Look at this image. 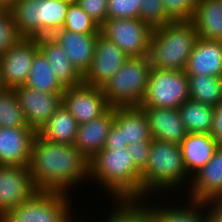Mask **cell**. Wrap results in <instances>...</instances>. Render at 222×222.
<instances>
[{
	"label": "cell",
	"instance_id": "28",
	"mask_svg": "<svg viewBox=\"0 0 222 222\" xmlns=\"http://www.w3.org/2000/svg\"><path fill=\"white\" fill-rule=\"evenodd\" d=\"M178 109L188 133H211L213 106L188 99Z\"/></svg>",
	"mask_w": 222,
	"mask_h": 222
},
{
	"label": "cell",
	"instance_id": "2",
	"mask_svg": "<svg viewBox=\"0 0 222 222\" xmlns=\"http://www.w3.org/2000/svg\"><path fill=\"white\" fill-rule=\"evenodd\" d=\"M89 180L116 202H141V171L127 148H104L89 162Z\"/></svg>",
	"mask_w": 222,
	"mask_h": 222
},
{
	"label": "cell",
	"instance_id": "27",
	"mask_svg": "<svg viewBox=\"0 0 222 222\" xmlns=\"http://www.w3.org/2000/svg\"><path fill=\"white\" fill-rule=\"evenodd\" d=\"M24 86L48 93H63L66 88L57 79L51 64L40 50L33 58L29 75Z\"/></svg>",
	"mask_w": 222,
	"mask_h": 222
},
{
	"label": "cell",
	"instance_id": "8",
	"mask_svg": "<svg viewBox=\"0 0 222 222\" xmlns=\"http://www.w3.org/2000/svg\"><path fill=\"white\" fill-rule=\"evenodd\" d=\"M188 99L189 80L183 70L151 67L147 91L140 107L179 108Z\"/></svg>",
	"mask_w": 222,
	"mask_h": 222
},
{
	"label": "cell",
	"instance_id": "4",
	"mask_svg": "<svg viewBox=\"0 0 222 222\" xmlns=\"http://www.w3.org/2000/svg\"><path fill=\"white\" fill-rule=\"evenodd\" d=\"M197 38L190 20L172 21L154 28L148 56L151 67L184 71Z\"/></svg>",
	"mask_w": 222,
	"mask_h": 222
},
{
	"label": "cell",
	"instance_id": "37",
	"mask_svg": "<svg viewBox=\"0 0 222 222\" xmlns=\"http://www.w3.org/2000/svg\"><path fill=\"white\" fill-rule=\"evenodd\" d=\"M100 27L107 19L108 0H75Z\"/></svg>",
	"mask_w": 222,
	"mask_h": 222
},
{
	"label": "cell",
	"instance_id": "1",
	"mask_svg": "<svg viewBox=\"0 0 222 222\" xmlns=\"http://www.w3.org/2000/svg\"><path fill=\"white\" fill-rule=\"evenodd\" d=\"M89 162L74 144L49 142L36 134L28 168L38 191L69 194L73 186L89 179Z\"/></svg>",
	"mask_w": 222,
	"mask_h": 222
},
{
	"label": "cell",
	"instance_id": "13",
	"mask_svg": "<svg viewBox=\"0 0 222 222\" xmlns=\"http://www.w3.org/2000/svg\"><path fill=\"white\" fill-rule=\"evenodd\" d=\"M26 123L38 132L56 110L63 105V93L40 92L20 86L14 89Z\"/></svg>",
	"mask_w": 222,
	"mask_h": 222
},
{
	"label": "cell",
	"instance_id": "12",
	"mask_svg": "<svg viewBox=\"0 0 222 222\" xmlns=\"http://www.w3.org/2000/svg\"><path fill=\"white\" fill-rule=\"evenodd\" d=\"M63 106L77 120L78 124L90 122L110 108L101 87L84 83L65 88Z\"/></svg>",
	"mask_w": 222,
	"mask_h": 222
},
{
	"label": "cell",
	"instance_id": "29",
	"mask_svg": "<svg viewBox=\"0 0 222 222\" xmlns=\"http://www.w3.org/2000/svg\"><path fill=\"white\" fill-rule=\"evenodd\" d=\"M190 99L216 107L222 101L221 79L206 75H187Z\"/></svg>",
	"mask_w": 222,
	"mask_h": 222
},
{
	"label": "cell",
	"instance_id": "39",
	"mask_svg": "<svg viewBox=\"0 0 222 222\" xmlns=\"http://www.w3.org/2000/svg\"><path fill=\"white\" fill-rule=\"evenodd\" d=\"M128 145H123L122 132H120V127L113 122L109 133L106 138L104 148H127Z\"/></svg>",
	"mask_w": 222,
	"mask_h": 222
},
{
	"label": "cell",
	"instance_id": "6",
	"mask_svg": "<svg viewBox=\"0 0 222 222\" xmlns=\"http://www.w3.org/2000/svg\"><path fill=\"white\" fill-rule=\"evenodd\" d=\"M150 69L148 56L129 57L101 87L108 105L140 106L147 91Z\"/></svg>",
	"mask_w": 222,
	"mask_h": 222
},
{
	"label": "cell",
	"instance_id": "41",
	"mask_svg": "<svg viewBox=\"0 0 222 222\" xmlns=\"http://www.w3.org/2000/svg\"><path fill=\"white\" fill-rule=\"evenodd\" d=\"M208 222H222V201L208 202Z\"/></svg>",
	"mask_w": 222,
	"mask_h": 222
},
{
	"label": "cell",
	"instance_id": "9",
	"mask_svg": "<svg viewBox=\"0 0 222 222\" xmlns=\"http://www.w3.org/2000/svg\"><path fill=\"white\" fill-rule=\"evenodd\" d=\"M100 31L127 56H149L153 28L139 18L106 19Z\"/></svg>",
	"mask_w": 222,
	"mask_h": 222
},
{
	"label": "cell",
	"instance_id": "31",
	"mask_svg": "<svg viewBox=\"0 0 222 222\" xmlns=\"http://www.w3.org/2000/svg\"><path fill=\"white\" fill-rule=\"evenodd\" d=\"M113 205L114 211H110L102 222H157L141 202H116Z\"/></svg>",
	"mask_w": 222,
	"mask_h": 222
},
{
	"label": "cell",
	"instance_id": "3",
	"mask_svg": "<svg viewBox=\"0 0 222 222\" xmlns=\"http://www.w3.org/2000/svg\"><path fill=\"white\" fill-rule=\"evenodd\" d=\"M190 179L183 164L180 144L152 139L147 165L141 171V201L164 190L179 191L182 184H187L184 181L190 184Z\"/></svg>",
	"mask_w": 222,
	"mask_h": 222
},
{
	"label": "cell",
	"instance_id": "42",
	"mask_svg": "<svg viewBox=\"0 0 222 222\" xmlns=\"http://www.w3.org/2000/svg\"><path fill=\"white\" fill-rule=\"evenodd\" d=\"M13 1H14V0H0V5H1L4 9H9Z\"/></svg>",
	"mask_w": 222,
	"mask_h": 222
},
{
	"label": "cell",
	"instance_id": "17",
	"mask_svg": "<svg viewBox=\"0 0 222 222\" xmlns=\"http://www.w3.org/2000/svg\"><path fill=\"white\" fill-rule=\"evenodd\" d=\"M147 117L152 139L181 144L188 134L178 108L141 107Z\"/></svg>",
	"mask_w": 222,
	"mask_h": 222
},
{
	"label": "cell",
	"instance_id": "22",
	"mask_svg": "<svg viewBox=\"0 0 222 222\" xmlns=\"http://www.w3.org/2000/svg\"><path fill=\"white\" fill-rule=\"evenodd\" d=\"M39 50L45 55L57 79L65 86H77L83 83V76L71 64L63 47L51 36L37 37Z\"/></svg>",
	"mask_w": 222,
	"mask_h": 222
},
{
	"label": "cell",
	"instance_id": "44",
	"mask_svg": "<svg viewBox=\"0 0 222 222\" xmlns=\"http://www.w3.org/2000/svg\"><path fill=\"white\" fill-rule=\"evenodd\" d=\"M4 10V8L0 5V13Z\"/></svg>",
	"mask_w": 222,
	"mask_h": 222
},
{
	"label": "cell",
	"instance_id": "33",
	"mask_svg": "<svg viewBox=\"0 0 222 222\" xmlns=\"http://www.w3.org/2000/svg\"><path fill=\"white\" fill-rule=\"evenodd\" d=\"M141 3L139 19L153 29L173 20L167 15L162 0H139Z\"/></svg>",
	"mask_w": 222,
	"mask_h": 222
},
{
	"label": "cell",
	"instance_id": "19",
	"mask_svg": "<svg viewBox=\"0 0 222 222\" xmlns=\"http://www.w3.org/2000/svg\"><path fill=\"white\" fill-rule=\"evenodd\" d=\"M98 35L59 29L51 37L63 47L71 64L83 76L91 65Z\"/></svg>",
	"mask_w": 222,
	"mask_h": 222
},
{
	"label": "cell",
	"instance_id": "5",
	"mask_svg": "<svg viewBox=\"0 0 222 222\" xmlns=\"http://www.w3.org/2000/svg\"><path fill=\"white\" fill-rule=\"evenodd\" d=\"M66 0H14L9 8L13 22L21 37L51 36L64 26Z\"/></svg>",
	"mask_w": 222,
	"mask_h": 222
},
{
	"label": "cell",
	"instance_id": "34",
	"mask_svg": "<svg viewBox=\"0 0 222 222\" xmlns=\"http://www.w3.org/2000/svg\"><path fill=\"white\" fill-rule=\"evenodd\" d=\"M139 0H108L107 19L139 18Z\"/></svg>",
	"mask_w": 222,
	"mask_h": 222
},
{
	"label": "cell",
	"instance_id": "23",
	"mask_svg": "<svg viewBox=\"0 0 222 222\" xmlns=\"http://www.w3.org/2000/svg\"><path fill=\"white\" fill-rule=\"evenodd\" d=\"M114 122L122 132L123 145L152 141L146 114L140 106L115 107Z\"/></svg>",
	"mask_w": 222,
	"mask_h": 222
},
{
	"label": "cell",
	"instance_id": "15",
	"mask_svg": "<svg viewBox=\"0 0 222 222\" xmlns=\"http://www.w3.org/2000/svg\"><path fill=\"white\" fill-rule=\"evenodd\" d=\"M186 196L202 202L222 201V145L210 161L193 177Z\"/></svg>",
	"mask_w": 222,
	"mask_h": 222
},
{
	"label": "cell",
	"instance_id": "16",
	"mask_svg": "<svg viewBox=\"0 0 222 222\" xmlns=\"http://www.w3.org/2000/svg\"><path fill=\"white\" fill-rule=\"evenodd\" d=\"M36 134L33 128L0 127V164L28 167Z\"/></svg>",
	"mask_w": 222,
	"mask_h": 222
},
{
	"label": "cell",
	"instance_id": "30",
	"mask_svg": "<svg viewBox=\"0 0 222 222\" xmlns=\"http://www.w3.org/2000/svg\"><path fill=\"white\" fill-rule=\"evenodd\" d=\"M0 127L31 128L14 90L4 88L0 91Z\"/></svg>",
	"mask_w": 222,
	"mask_h": 222
},
{
	"label": "cell",
	"instance_id": "20",
	"mask_svg": "<svg viewBox=\"0 0 222 222\" xmlns=\"http://www.w3.org/2000/svg\"><path fill=\"white\" fill-rule=\"evenodd\" d=\"M114 117L115 107H110L100 117L78 125L74 145L88 160L104 149Z\"/></svg>",
	"mask_w": 222,
	"mask_h": 222
},
{
	"label": "cell",
	"instance_id": "14",
	"mask_svg": "<svg viewBox=\"0 0 222 222\" xmlns=\"http://www.w3.org/2000/svg\"><path fill=\"white\" fill-rule=\"evenodd\" d=\"M128 58L129 56L114 42L108 40L100 33L96 39L91 65L83 75V83L102 87Z\"/></svg>",
	"mask_w": 222,
	"mask_h": 222
},
{
	"label": "cell",
	"instance_id": "45",
	"mask_svg": "<svg viewBox=\"0 0 222 222\" xmlns=\"http://www.w3.org/2000/svg\"><path fill=\"white\" fill-rule=\"evenodd\" d=\"M220 79H221V90H222V76L220 77Z\"/></svg>",
	"mask_w": 222,
	"mask_h": 222
},
{
	"label": "cell",
	"instance_id": "40",
	"mask_svg": "<svg viewBox=\"0 0 222 222\" xmlns=\"http://www.w3.org/2000/svg\"><path fill=\"white\" fill-rule=\"evenodd\" d=\"M210 135L219 145H222V101L214 107L212 131Z\"/></svg>",
	"mask_w": 222,
	"mask_h": 222
},
{
	"label": "cell",
	"instance_id": "24",
	"mask_svg": "<svg viewBox=\"0 0 222 222\" xmlns=\"http://www.w3.org/2000/svg\"><path fill=\"white\" fill-rule=\"evenodd\" d=\"M190 21L198 37L222 41V0H197Z\"/></svg>",
	"mask_w": 222,
	"mask_h": 222
},
{
	"label": "cell",
	"instance_id": "25",
	"mask_svg": "<svg viewBox=\"0 0 222 222\" xmlns=\"http://www.w3.org/2000/svg\"><path fill=\"white\" fill-rule=\"evenodd\" d=\"M187 201L189 204L178 207L175 205L166 206V204L163 206L160 204L158 206H156L157 204L151 205L147 204L145 200L141 203L157 222H208V202L196 201L190 198Z\"/></svg>",
	"mask_w": 222,
	"mask_h": 222
},
{
	"label": "cell",
	"instance_id": "43",
	"mask_svg": "<svg viewBox=\"0 0 222 222\" xmlns=\"http://www.w3.org/2000/svg\"><path fill=\"white\" fill-rule=\"evenodd\" d=\"M4 87H3V84H2V81H1V73H0V91L3 90Z\"/></svg>",
	"mask_w": 222,
	"mask_h": 222
},
{
	"label": "cell",
	"instance_id": "7",
	"mask_svg": "<svg viewBox=\"0 0 222 222\" xmlns=\"http://www.w3.org/2000/svg\"><path fill=\"white\" fill-rule=\"evenodd\" d=\"M70 196L58 191H37L6 213L0 222H76L78 216L72 217Z\"/></svg>",
	"mask_w": 222,
	"mask_h": 222
},
{
	"label": "cell",
	"instance_id": "32",
	"mask_svg": "<svg viewBox=\"0 0 222 222\" xmlns=\"http://www.w3.org/2000/svg\"><path fill=\"white\" fill-rule=\"evenodd\" d=\"M62 29L83 34L101 33L100 26L76 2L69 4Z\"/></svg>",
	"mask_w": 222,
	"mask_h": 222
},
{
	"label": "cell",
	"instance_id": "21",
	"mask_svg": "<svg viewBox=\"0 0 222 222\" xmlns=\"http://www.w3.org/2000/svg\"><path fill=\"white\" fill-rule=\"evenodd\" d=\"M180 147L184 167L193 177L210 161L219 144L209 133H188Z\"/></svg>",
	"mask_w": 222,
	"mask_h": 222
},
{
	"label": "cell",
	"instance_id": "35",
	"mask_svg": "<svg viewBox=\"0 0 222 222\" xmlns=\"http://www.w3.org/2000/svg\"><path fill=\"white\" fill-rule=\"evenodd\" d=\"M20 38L9 9H4L0 13V56Z\"/></svg>",
	"mask_w": 222,
	"mask_h": 222
},
{
	"label": "cell",
	"instance_id": "26",
	"mask_svg": "<svg viewBox=\"0 0 222 222\" xmlns=\"http://www.w3.org/2000/svg\"><path fill=\"white\" fill-rule=\"evenodd\" d=\"M78 125L77 120L61 105L37 134L49 142L72 145Z\"/></svg>",
	"mask_w": 222,
	"mask_h": 222
},
{
	"label": "cell",
	"instance_id": "10",
	"mask_svg": "<svg viewBox=\"0 0 222 222\" xmlns=\"http://www.w3.org/2000/svg\"><path fill=\"white\" fill-rule=\"evenodd\" d=\"M38 51L37 37H21L0 56L1 81L5 89L14 90L26 83Z\"/></svg>",
	"mask_w": 222,
	"mask_h": 222
},
{
	"label": "cell",
	"instance_id": "11",
	"mask_svg": "<svg viewBox=\"0 0 222 222\" xmlns=\"http://www.w3.org/2000/svg\"><path fill=\"white\" fill-rule=\"evenodd\" d=\"M37 191L28 167L0 164V219Z\"/></svg>",
	"mask_w": 222,
	"mask_h": 222
},
{
	"label": "cell",
	"instance_id": "36",
	"mask_svg": "<svg viewBox=\"0 0 222 222\" xmlns=\"http://www.w3.org/2000/svg\"><path fill=\"white\" fill-rule=\"evenodd\" d=\"M167 15L173 21L191 20L197 0H162Z\"/></svg>",
	"mask_w": 222,
	"mask_h": 222
},
{
	"label": "cell",
	"instance_id": "38",
	"mask_svg": "<svg viewBox=\"0 0 222 222\" xmlns=\"http://www.w3.org/2000/svg\"><path fill=\"white\" fill-rule=\"evenodd\" d=\"M152 141H140L133 143L127 147V150L135 164L142 171L147 165Z\"/></svg>",
	"mask_w": 222,
	"mask_h": 222
},
{
	"label": "cell",
	"instance_id": "18",
	"mask_svg": "<svg viewBox=\"0 0 222 222\" xmlns=\"http://www.w3.org/2000/svg\"><path fill=\"white\" fill-rule=\"evenodd\" d=\"M186 75L222 76V41L198 37L188 58Z\"/></svg>",
	"mask_w": 222,
	"mask_h": 222
}]
</instances>
